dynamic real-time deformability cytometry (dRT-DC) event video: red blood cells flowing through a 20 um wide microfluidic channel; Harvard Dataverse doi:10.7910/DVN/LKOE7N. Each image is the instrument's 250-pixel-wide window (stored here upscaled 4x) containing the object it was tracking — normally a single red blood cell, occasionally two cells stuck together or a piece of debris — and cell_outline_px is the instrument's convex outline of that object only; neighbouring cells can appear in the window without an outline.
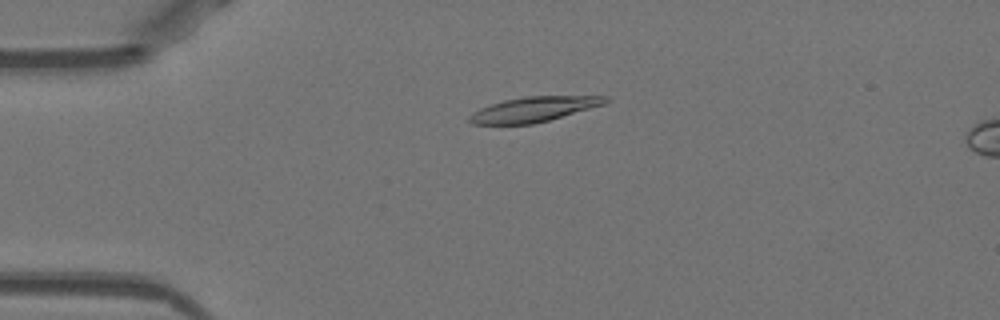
{"species": "Egyptian fruit bat (a non-hibernating species)", "species_latin": "Rousettus aegyptiacus", "temperature_condition": "warm", "stored_images_in_passage": 51, "camera_frame_rate_fps": 3000, "um_per_image_px": 0.085, "animal": {"sex": "female"}, "frame": {"image": 1, "passage_image": 12, "time_ms": 3.667, "image_size_px": [1000, 320], "cell_outline_px": [[612, 100], [604, 104], [548, 120], [532, 124], [472, 124], [468, 120], [468, 116], [472, 112], [480, 108], [504, 100], [524, 96], [608, 96]], "centroid_in_image_um": [45.35, 9.28], "position_along_channel_um": 39.6, "area_um2": 19.65}}
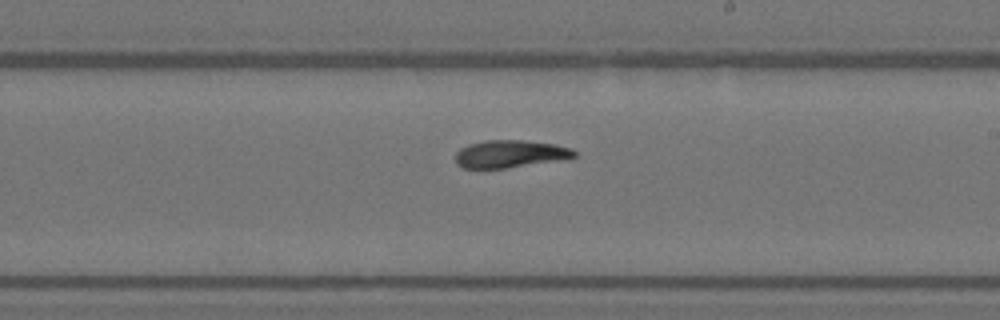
{"frame": {"image": 2, "passage_image": 30, "time_ms": 9.667, "image_size_px": [1000, 320], "cell_outline_px": [[576, 156], [556, 160], [504, 168], [464, 168], [456, 164], [456, 152], [460, 148], [468, 144], [484, 140], [524, 140], [556, 144], [572, 148], [576, 152]], "centroid_in_image_um": [43.32, 13.06], "position_along_channel_um": 245.7, "area_um2": 18.9}}
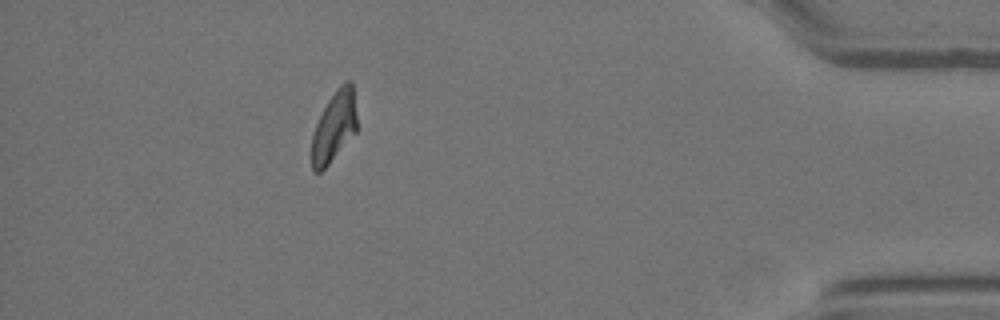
{"frame": {"image": 3, "passage_image": 46, "time_ms": 15.0, "image_size_px": [1000, 320], "cell_outline_px": [[356, 132], [328, 164], [320, 172], [312, 172], [312, 136], [316, 124], [328, 100], [336, 88], [340, 84], [348, 80], [352, 80], [356, 116]], "centroid_in_image_um": [28.4, 10.74], "position_along_channel_um": 406.8, "area_um2": 18.32}, "authors_computed_cell_mechanics": {"area_um2": 19.8832, "velocity_mm_per_s": 3.951, "shape_relaxation_time_tau1_ms": 5.4281, "shape_relaxation_time_tau2_ms": 3.8728, "deformation_change_tau1": 0.2002, "deformation_change_tau2": 0.1272}}